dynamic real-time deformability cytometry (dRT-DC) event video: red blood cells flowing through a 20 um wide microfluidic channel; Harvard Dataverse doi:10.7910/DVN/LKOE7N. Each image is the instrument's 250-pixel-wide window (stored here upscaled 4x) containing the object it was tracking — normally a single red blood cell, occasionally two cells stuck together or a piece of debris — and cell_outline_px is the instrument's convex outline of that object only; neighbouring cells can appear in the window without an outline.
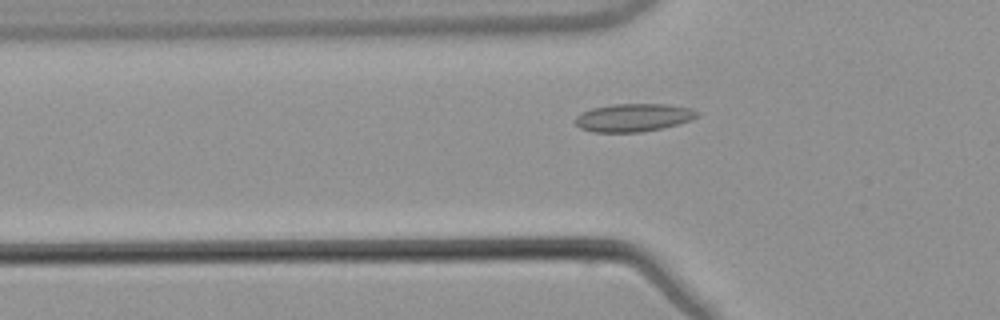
{"species": "common noctule bat (a hibernating species)", "species_latin": "Nyctalus noctula", "temperature_condition": "warm", "stored_images_in_passage": 44, "camera_frame_rate_fps": 3000, "um_per_image_px": 0.085, "animal": {"sex": "male", "body_mass_g": 21.5, "forearm_length_mm": 52.0}, "frame": {"image": 1, "passage_image": 9, "time_ms": 2.667, "image_size_px": [1000, 320], "cell_outline_px": [[700, 112], [692, 120], [660, 128], [640, 132], [592, 132], [580, 128], [572, 120], [580, 112], [592, 108], [612, 104], [664, 104], [692, 108]], "centroid_in_image_um": [53.79, 9.99], "position_along_channel_um": 72.0, "area_um2": 19.94}}
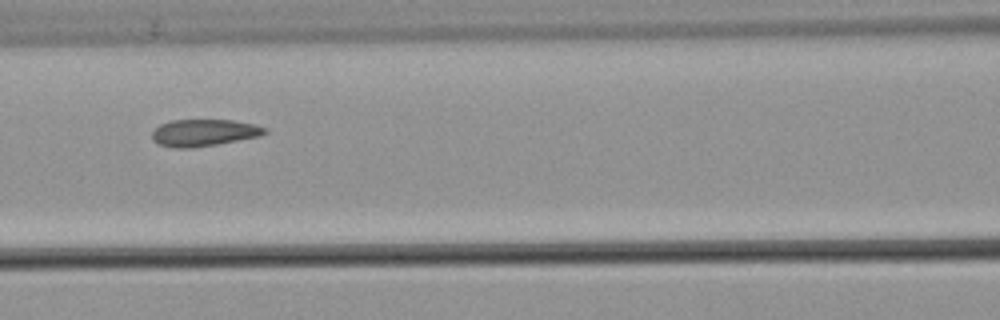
{"frame": {"image": 2, "passage_image": 15, "time_ms": 4.667, "image_size_px": [1000, 320], "cell_outline_px": [[268, 132], [260, 136], [216, 144], [192, 148], [172, 148], [160, 144], [152, 140], [152, 132], [160, 124], [172, 120], [232, 120], [256, 124], [268, 128]], "centroid_in_image_um": [17.35, 11.28], "position_along_channel_um": 149.2, "area_um2": 17.74}}
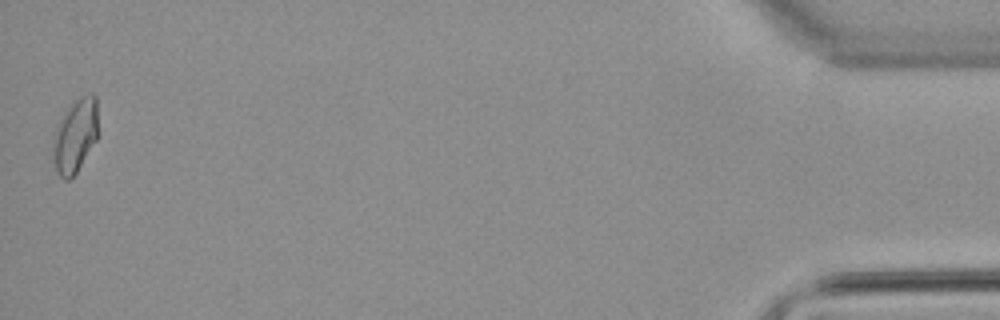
{"frame": {"image": 3, "passage_image": 44, "time_ms": 14.333, "image_size_px": [1000, 320], "cell_outline_px": [[96, 140], [76, 172], [68, 180], [64, 180], [56, 172], [52, 160], [52, 148], [56, 128], [60, 116], [72, 100], [80, 96], [92, 92], [96, 96]], "centroid_in_image_um": [6.34, 11.5], "position_along_channel_um": 428.9, "area_um2": 19.48}, "authors_computed_cell_mechanics": {"area_um2": 17.9758, "velocity_mm_per_s": 3.8432, "shape_relaxation_time_tau1_ms": null, "shape_relaxation_time_tau2_ms": 0.906, "deformation_change_tau1": null, "deformation_change_tau2": 0.0343}}